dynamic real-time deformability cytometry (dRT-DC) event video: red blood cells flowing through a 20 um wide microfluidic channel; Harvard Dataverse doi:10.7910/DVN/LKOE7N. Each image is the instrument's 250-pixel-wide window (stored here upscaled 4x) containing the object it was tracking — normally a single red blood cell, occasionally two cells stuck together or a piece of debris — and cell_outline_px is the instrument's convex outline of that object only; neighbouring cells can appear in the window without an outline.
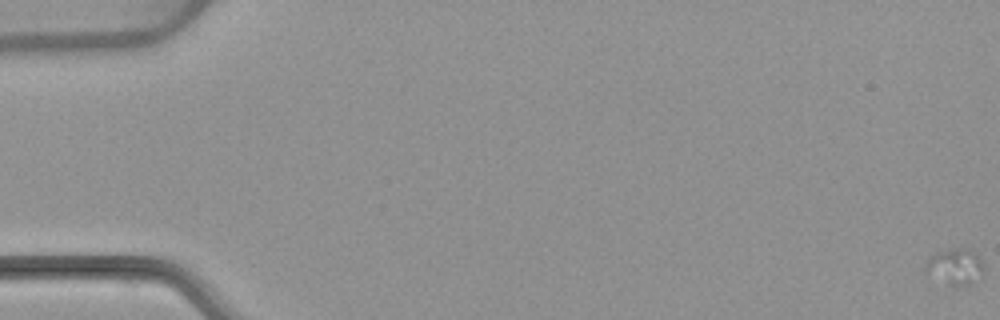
{"species": "common noctule bat (a hibernating species)", "species_latin": "Nyctalus noctula", "temperature_condition": "warm", "stored_images_in_passage": 7, "camera_frame_rate_fps": 3000, "um_per_image_px": 0.085, "animal": {"sex": "female", "body_mass_g": 22.7, "forearm_length_mm": 54.2}, "frame": {"image": 1, "passage_image": 1, "time_ms": 0.0, "image_size_px": [1000, 320], "cell_outline_px": [[984, 268], [972, 284], [956, 288], [952, 288], [924, 272], [924, 268], [928, 260], [936, 252], [952, 248], [972, 248], [984, 264]], "centroid_in_image_um": [81.17, 22.68], "position_along_channel_um": 3.8, "area_um2": 12.6}}
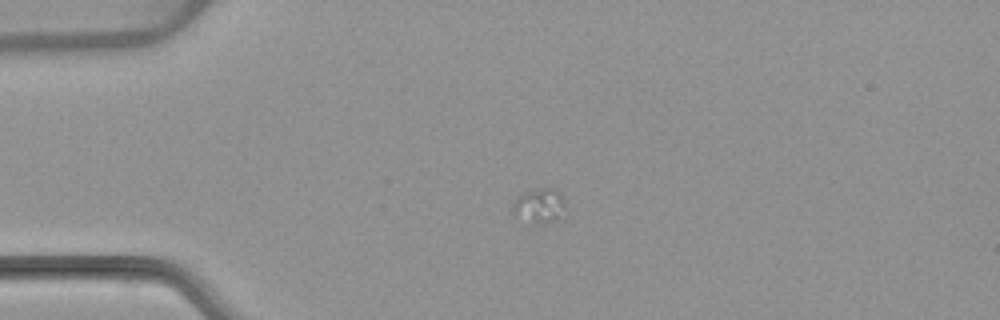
{"frame": {"image": 2, "passage_image": 5, "time_ms": 4.667, "image_size_px": [1000, 320], "cell_outline_px": [[564, 208], [556, 220], [532, 224], [512, 216], [512, 204], [516, 196], [524, 192], [544, 188], [556, 188], [564, 204]], "centroid_in_image_um": [45.74, 17.49], "position_along_channel_um": 39.3, "area_um2": 10.58}}